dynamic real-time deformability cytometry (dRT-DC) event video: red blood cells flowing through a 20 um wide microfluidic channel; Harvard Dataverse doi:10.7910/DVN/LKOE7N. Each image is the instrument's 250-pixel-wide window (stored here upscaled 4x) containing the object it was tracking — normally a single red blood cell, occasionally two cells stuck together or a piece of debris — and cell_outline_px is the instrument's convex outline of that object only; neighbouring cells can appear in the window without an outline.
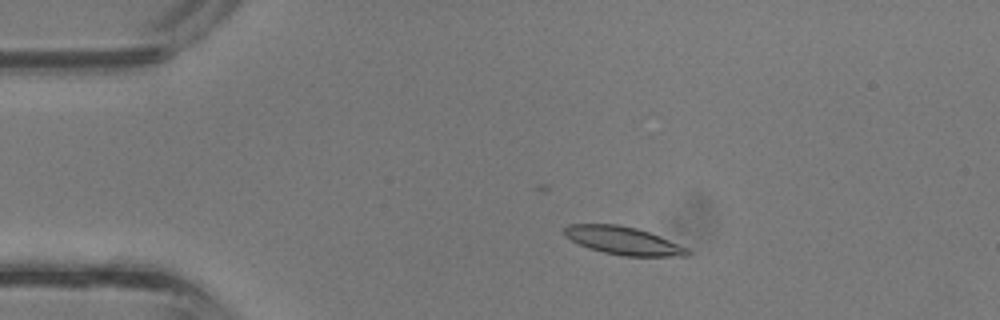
{"species": "common noctule bat (a hibernating species)", "species_latin": "Nyctalus noctula", "temperature_condition": "room temperature", "stored_images_in_passage": 37, "camera_frame_rate_fps": 3000, "um_per_image_px": 0.085, "animal": {"sex": "male", "body_mass_g": 13.3}, "frame": {"image": 1, "passage_image": 7, "time_ms": 2.0, "image_size_px": [1000, 320], "cell_outline_px": [[692, 252], [688, 256], [624, 256], [604, 252], [588, 248], [564, 236], [564, 228], [568, 224], [616, 224], [636, 228], [660, 236], [688, 248]], "centroid_in_image_um": [52.99, 20.46], "position_along_channel_um": 32.0, "area_um2": 20.0}}
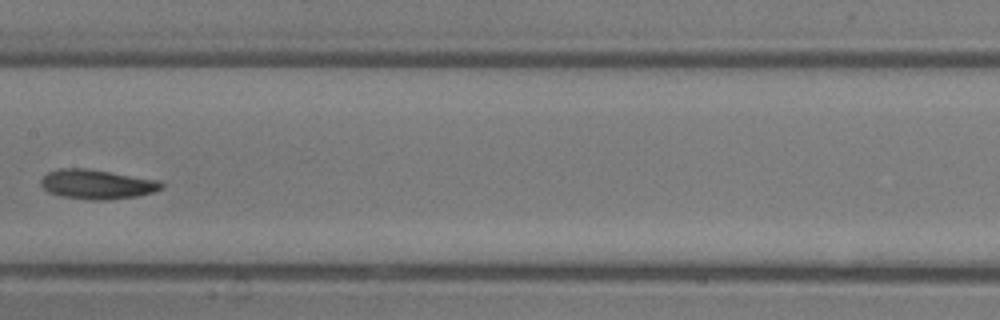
{"frame": {"image": 2, "passage_image": 19, "time_ms": 6.0, "image_size_px": [1000, 320], "cell_outline_px": [[164, 188], [152, 192], [136, 196], [108, 200], [88, 200], [60, 196], [48, 192], [40, 184], [40, 180], [48, 172], [60, 168], [88, 168], [160, 180], [164, 184]], "centroid_in_image_um": [8.25, 15.66], "position_along_channel_um": 199.2, "area_um2": 20.92}}
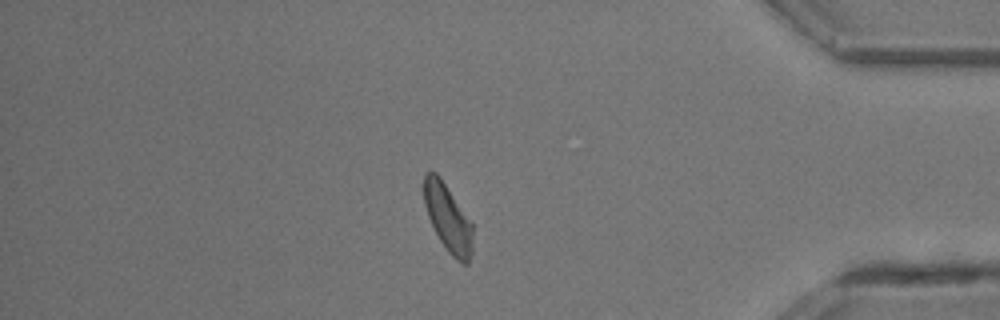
{"frame": {"image": 3, "passage_image": 32, "time_ms": 10.333, "image_size_px": [1000, 320], "cell_outline_px": [[472, 252], [468, 264], [464, 264], [456, 260], [448, 252], [440, 240], [428, 216], [424, 204], [420, 188], [424, 172], [436, 172], [440, 176], [472, 220]], "centroid_in_image_um": [38.04, 18.46], "position_along_channel_um": 397.2, "area_um2": 19.83}}